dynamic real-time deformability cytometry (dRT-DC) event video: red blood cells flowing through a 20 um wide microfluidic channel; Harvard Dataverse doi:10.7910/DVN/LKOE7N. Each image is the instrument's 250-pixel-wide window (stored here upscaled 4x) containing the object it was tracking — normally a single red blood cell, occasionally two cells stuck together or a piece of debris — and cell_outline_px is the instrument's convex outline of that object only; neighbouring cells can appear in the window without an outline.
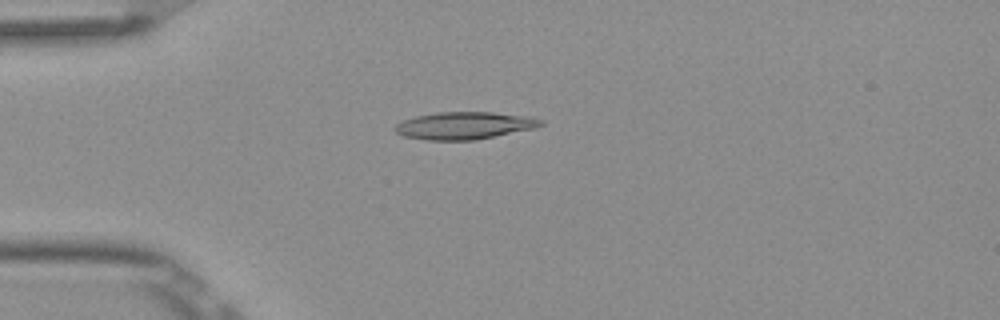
{"species": "Egyptian fruit bat (a non-hibernating species)", "species_latin": "Rousettus aegyptiacus", "temperature_condition": "room temperature", "stored_images_in_passage": 8, "camera_frame_rate_fps": 3000, "um_per_image_px": 0.085, "frame": {"image": 1, "passage_image": 4, "time_ms": 1.0, "image_size_px": [1000, 320], "cell_outline_px": [[544, 124], [536, 128], [476, 140], [424, 140], [404, 136], [396, 132], [392, 128], [396, 124], [404, 120], [416, 116], [436, 112], [492, 112], [528, 116], [544, 120]], "centroid_in_image_um": [39.49, 10.67], "position_along_channel_um": 45.5, "area_um2": 23.41}}
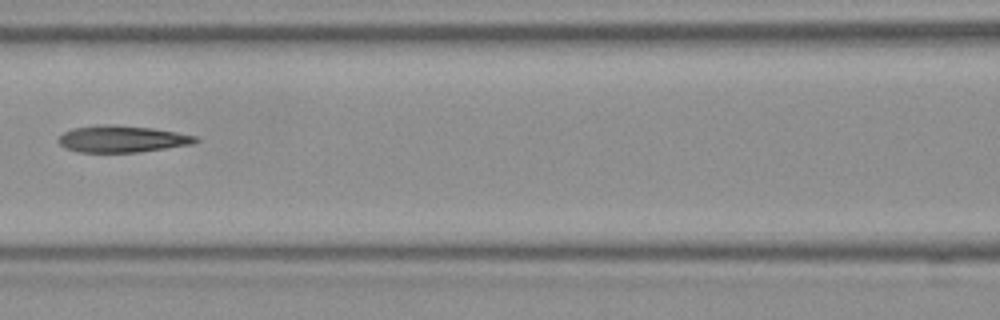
{"frame": {"image": 2, "passage_image": 7, "time_ms": 2.0, "image_size_px": [1000, 320], "cell_outline_px": [[200, 140], [192, 144], [136, 152], [76, 152], [64, 148], [56, 140], [64, 132], [72, 128], [100, 124], [112, 124], [152, 128], [176, 132], [196, 136]], "centroid_in_image_um": [10.32, 11.8], "position_along_channel_um": 156.3, "area_um2": 21.39}}
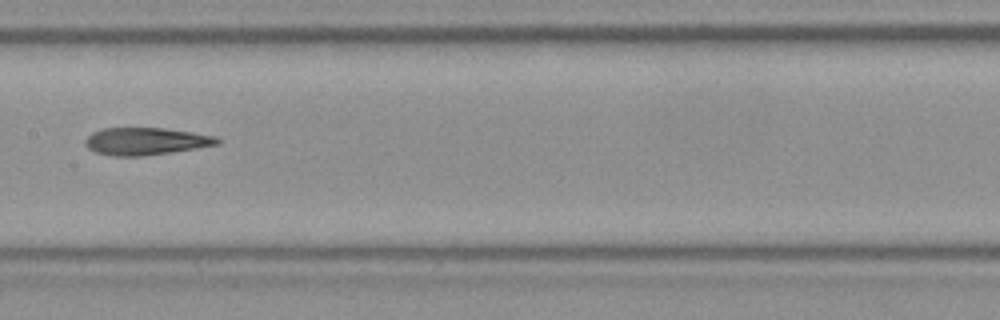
{"frame": {"image": 3, "passage_image": 8, "time_ms": 2.333, "image_size_px": [1000, 320], "cell_outline_px": [[220, 144], [196, 148], [144, 156], [112, 156], [96, 152], [88, 148], [84, 144], [84, 140], [92, 132], [100, 128], [164, 128], [192, 132], [216, 136], [220, 140]], "centroid_in_image_um": [12.37, 12.0], "position_along_channel_um": 195.0, "area_um2": 21.1}}